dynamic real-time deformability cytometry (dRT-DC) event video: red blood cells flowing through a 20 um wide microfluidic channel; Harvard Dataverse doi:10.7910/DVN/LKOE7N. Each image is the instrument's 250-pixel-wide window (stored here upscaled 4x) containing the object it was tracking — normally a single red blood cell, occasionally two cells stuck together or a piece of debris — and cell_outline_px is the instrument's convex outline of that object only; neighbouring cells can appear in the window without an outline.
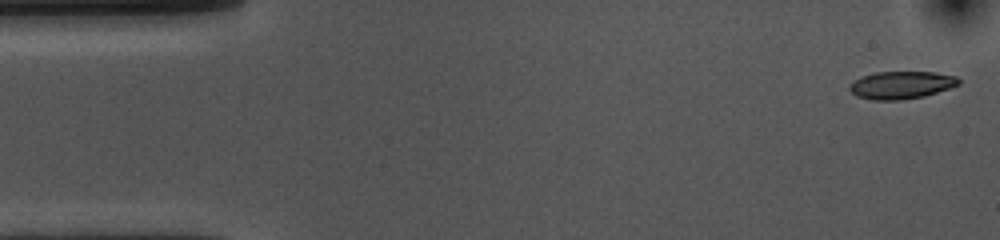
{"species": "common noctule bat (a hibernating species)", "species_latin": "Nyctalus noctula", "temperature_condition": "cold", "stored_images_in_passage": 53, "camera_frame_rate_fps": 3000, "um_per_image_px": 0.085, "animal": {"sex": "female", "body_mass_g": 10.0, "forearm_length_mm": 53.1}, "frame": {"image": 1, "passage_image": 1, "time_ms": 0.0, "image_size_px": [1000, 240], "cell_outline_px": [[960, 84], [924, 96], [900, 100], [872, 100], [856, 96], [848, 88], [856, 80], [864, 76], [876, 72], [936, 72], [956, 76], [960, 80]], "centroid_in_image_um": [76.63, 7.23], "position_along_channel_um": 8.4, "area_um2": 17.34}}
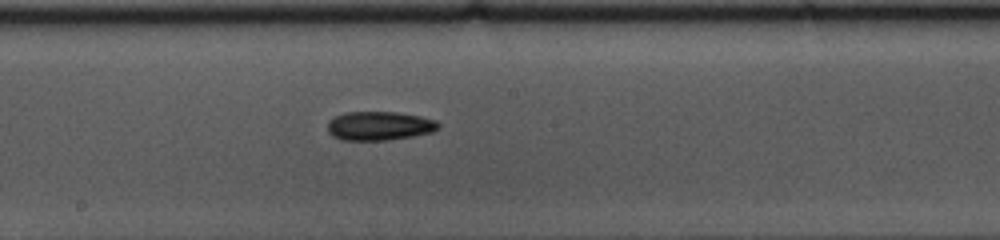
{"frame": {"image": 2, "passage_image": 27, "time_ms": 8.667, "image_size_px": [1000, 240], "cell_outline_px": [[440, 124], [432, 132], [412, 136], [388, 140], [340, 140], [332, 136], [328, 132], [328, 120], [344, 112], [396, 112], [420, 116], [436, 120]], "centroid_in_image_um": [32.21, 10.7], "position_along_channel_um": 216.0, "area_um2": 18.67}}
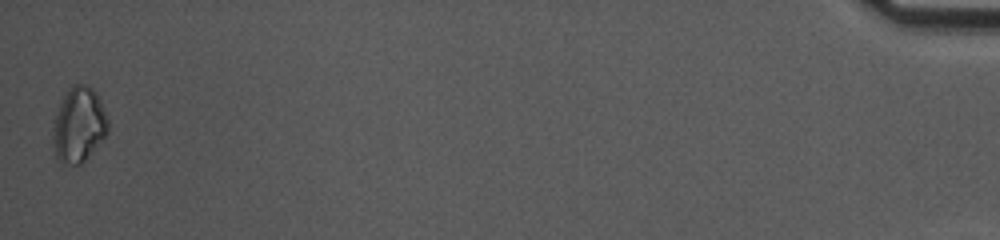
{"frame": {"image": 3, "passage_image": 53, "time_ms": 17.333, "image_size_px": [1000, 240], "cell_outline_px": [[108, 132], [84, 164], [72, 164], [60, 160], [56, 156], [52, 144], [52, 128], [60, 104], [68, 88], [76, 84], [84, 84], [92, 88], [96, 92], [100, 100], [108, 120]], "centroid_in_image_um": [6.71, 10.63], "position_along_channel_um": 428.5, "area_um2": 24.04}, "authors_computed_cell_mechanics": {"area_um2": 18.207, "velocity_mm_per_s": 3.6132, "shape_relaxation_time_tau1_ms": 8.3681, "shape_relaxation_time_tau2_ms": null, "deformation_change_tau1": 0.1468, "deformation_change_tau2": null}}